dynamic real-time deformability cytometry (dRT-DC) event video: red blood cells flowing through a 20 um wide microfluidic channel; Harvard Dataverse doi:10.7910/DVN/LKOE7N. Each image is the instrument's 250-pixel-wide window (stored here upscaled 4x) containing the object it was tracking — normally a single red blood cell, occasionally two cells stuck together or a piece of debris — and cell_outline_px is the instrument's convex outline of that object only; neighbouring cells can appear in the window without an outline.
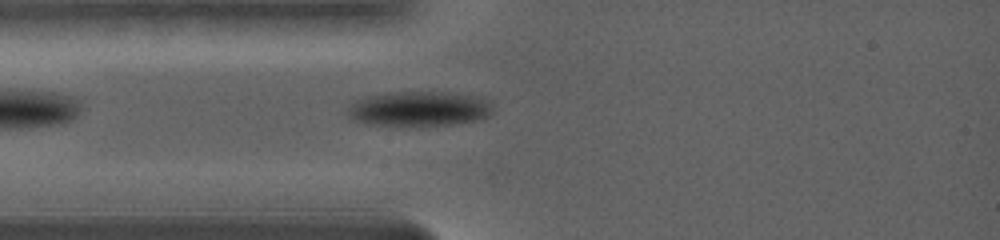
{"species": "common noctule bat (a hibernating species)", "species_latin": "Nyctalus noctula", "temperature_condition": "warm", "stored_images_in_passage": 23, "camera_frame_rate_fps": 5000, "um_per_image_px": 0.085, "animal": {"sex": "female", "body_mass_g": 19.0, "forearm_length_mm": 56.7}, "frame": {"image": 1, "passage_image": 6, "time_ms": 1.4, "image_size_px": [1000, 240], "cell_outline_px": [[484, 108], [480, 112], [472, 116], [448, 120], [372, 120], [360, 116], [356, 112], [356, 108], [360, 104], [376, 96], [448, 96], [464, 100], [476, 104]], "centroid_in_image_um": [35.43, 9.2], "position_along_channel_um": 49.6, "area_um2": 18.79}}
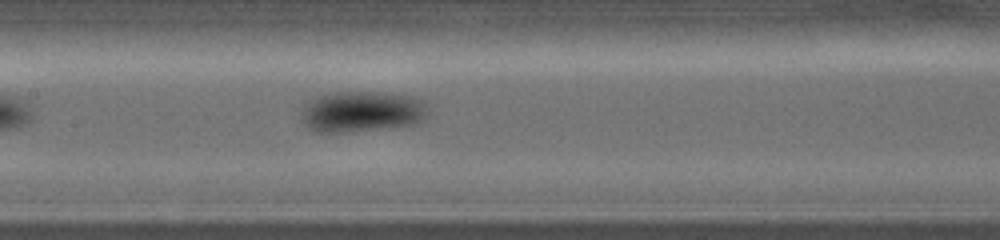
{"frame": {"image": 2, "passage_image": 23, "time_ms": 5.0, "image_size_px": [1000, 240], "cell_outline_px": [[416, 116], [408, 120], [396, 124], [352, 128], [316, 128], [308, 124], [308, 108], [320, 96], [336, 92], [368, 92], [400, 96], [416, 100]], "centroid_in_image_um": [30.59, 9.37], "position_along_channel_um": 176.8, "area_um2": 23.99}}